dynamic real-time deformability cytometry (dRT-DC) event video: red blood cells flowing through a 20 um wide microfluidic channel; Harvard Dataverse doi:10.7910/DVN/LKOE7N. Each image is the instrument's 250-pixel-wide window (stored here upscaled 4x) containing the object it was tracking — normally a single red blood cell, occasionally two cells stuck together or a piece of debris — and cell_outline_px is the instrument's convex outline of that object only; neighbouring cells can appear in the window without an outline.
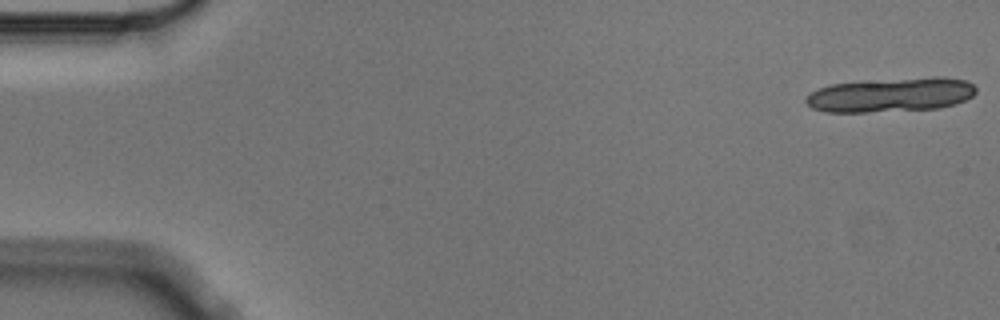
{"species": "Egyptian fruit bat (a non-hibernating species)", "species_latin": "Rousettus aegyptiacus", "temperature_condition": "cold", "stored_images_in_passage": 6, "camera_frame_rate_fps": 3000, "um_per_image_px": 0.085, "animal": {"sex": "male"}, "frame": {"image": 1, "passage_image": 1, "time_ms": 0.0, "image_size_px": [1000, 320], "cell_outline_px": [[976, 92], [972, 96], [956, 104], [940, 108], [864, 112], [824, 112], [812, 108], [804, 100], [812, 92], [828, 84], [932, 76], [944, 76], [968, 80], [976, 88]], "centroid_in_image_um": [75.77, 8.05], "position_along_channel_um": 9.2, "area_um2": 34.04}}